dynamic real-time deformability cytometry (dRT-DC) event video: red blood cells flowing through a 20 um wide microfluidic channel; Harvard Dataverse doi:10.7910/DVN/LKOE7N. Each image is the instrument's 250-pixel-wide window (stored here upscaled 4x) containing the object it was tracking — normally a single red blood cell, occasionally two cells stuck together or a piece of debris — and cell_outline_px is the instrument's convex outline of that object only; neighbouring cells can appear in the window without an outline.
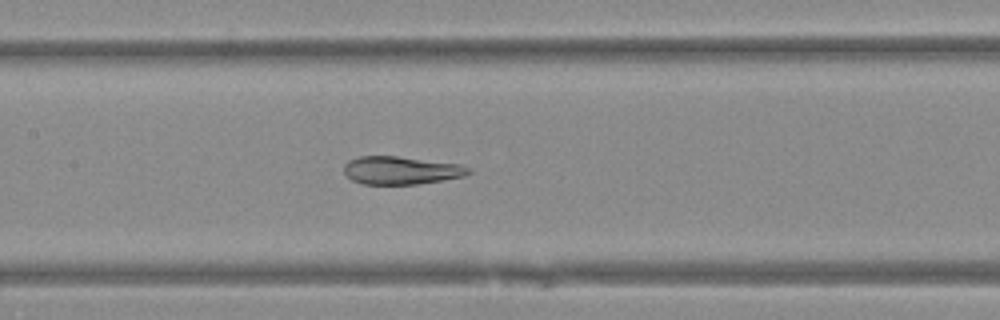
{"species": "Egyptian fruit bat (a non-hibernating species)", "species_latin": "Rousettus aegyptiacus", "temperature_condition": "warm", "stored_images_in_passage": 34, "camera_frame_rate_fps": 3000, "um_per_image_px": 0.085, "animal": {"sex": "female"}, "frame": {"image": 1, "passage_image": 10, "time_ms": 3.0, "image_size_px": [1000, 320], "cell_outline_px": [[472, 172], [464, 176], [444, 180], [416, 184], [360, 184], [352, 180], [344, 172], [344, 164], [348, 160], [360, 156], [396, 156], [460, 164], [472, 168]], "centroid_in_image_um": [34.1, 14.48], "position_along_channel_um": 173.3, "area_um2": 20.4}}
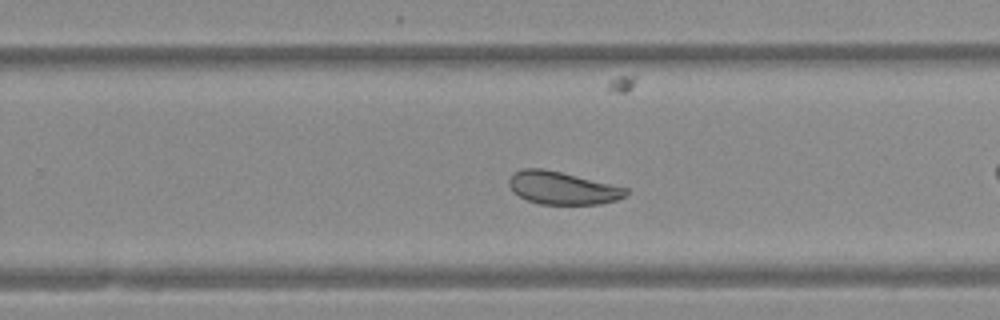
{"frame": {"image": 2, "passage_image": 15, "time_ms": 4.667, "image_size_px": [1000, 320], "cell_outline_px": [[628, 192], [624, 196], [616, 200], [600, 204], [540, 204], [528, 200], [512, 192], [508, 184], [508, 180], [516, 172], [524, 168], [540, 168], [560, 172], [628, 188]], "centroid_in_image_um": [47.79, 15.99], "position_along_channel_um": 282.0, "area_um2": 22.02}}
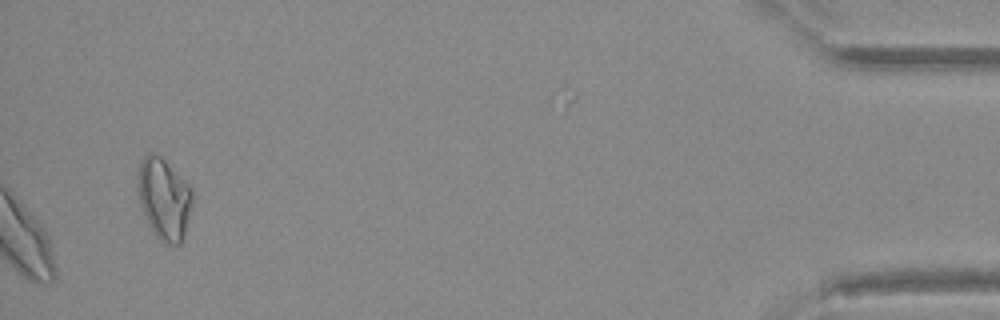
{"frame": {"image": 3, "passage_image": 34, "time_ms": 11.0, "image_size_px": [1000, 320], "cell_outline_px": [[192, 200], [184, 232], [180, 244], [168, 244], [160, 240], [156, 236], [140, 204], [136, 176], [140, 160], [148, 152], [160, 156], [192, 188]], "centroid_in_image_um": [13.91, 16.84], "position_along_channel_um": 421.3, "area_um2": 25.32}}